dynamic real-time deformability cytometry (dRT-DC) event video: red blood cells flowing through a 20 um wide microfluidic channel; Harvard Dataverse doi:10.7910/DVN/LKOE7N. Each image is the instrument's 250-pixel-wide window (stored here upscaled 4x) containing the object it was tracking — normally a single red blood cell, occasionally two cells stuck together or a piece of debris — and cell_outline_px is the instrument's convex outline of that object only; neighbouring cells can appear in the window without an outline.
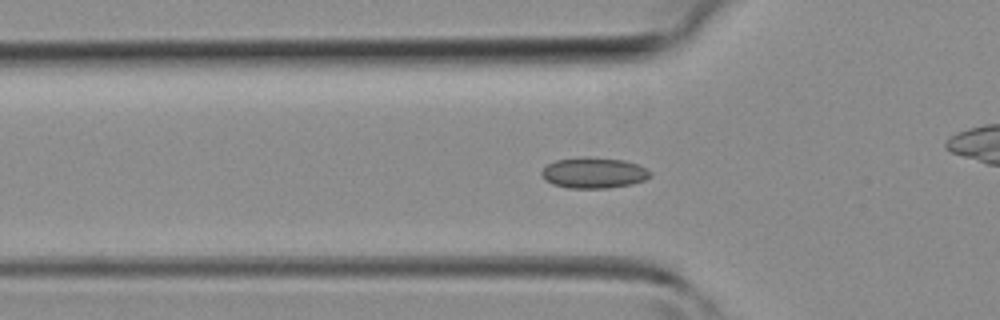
{"species": "common noctule bat (a hibernating species)", "species_latin": "Nyctalus noctula", "temperature_condition": "room temperature", "stored_images_in_passage": 42, "camera_frame_rate_fps": 3000, "um_per_image_px": 0.085, "animal": {"sex": "female", "body_mass_g": 19.3, "forearm_length_mm": 54.1}, "frame": {"image": 1, "passage_image": 13, "time_ms": 4.0, "image_size_px": [1000, 320], "cell_outline_px": [[652, 176], [644, 180], [632, 184], [608, 188], [568, 188], [552, 184], [544, 180], [540, 172], [548, 164], [556, 160], [580, 156], [624, 160], [640, 164], [652, 172]], "centroid_in_image_um": [50.48, 14.69], "position_along_channel_um": 75.3, "area_um2": 19.77}}
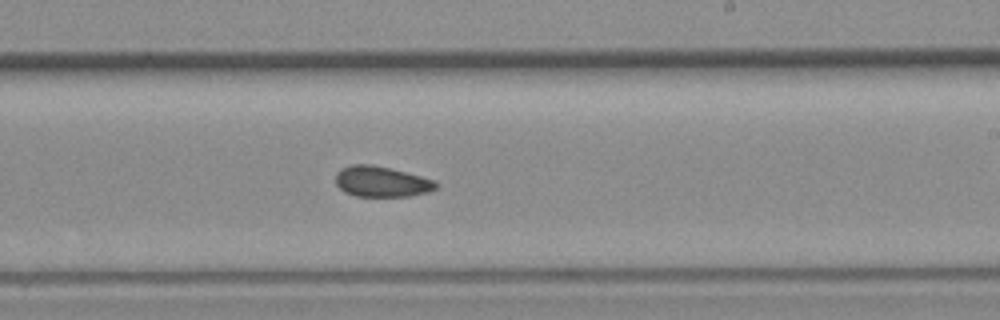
{"frame": {"image": 2, "passage_image": 24, "time_ms": 7.667, "image_size_px": [1000, 320], "cell_outline_px": [[440, 184], [436, 188], [428, 192], [408, 196], [356, 196], [344, 192], [336, 184], [336, 172], [340, 168], [352, 164], [372, 164], [436, 180]], "centroid_in_image_um": [32.42, 15.43], "position_along_channel_um": 256.6, "area_um2": 17.92}}
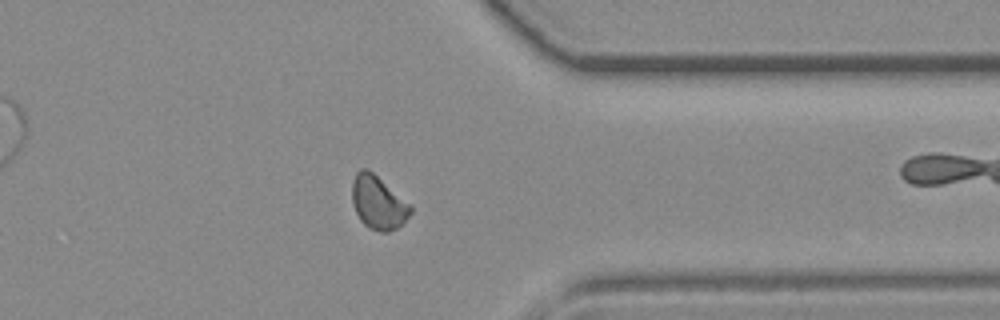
{"frame": {"image": 3, "passage_image": 32, "time_ms": 10.333, "image_size_px": [1000, 320], "cell_outline_px": [[412, 212], [396, 228], [388, 232], [380, 232], [368, 228], [360, 220], [352, 204], [352, 180], [356, 172], [360, 168], [368, 168], [412, 204]], "centroid_in_image_um": [32.13, 17.19], "position_along_channel_um": 379.3, "area_um2": 18.44}}